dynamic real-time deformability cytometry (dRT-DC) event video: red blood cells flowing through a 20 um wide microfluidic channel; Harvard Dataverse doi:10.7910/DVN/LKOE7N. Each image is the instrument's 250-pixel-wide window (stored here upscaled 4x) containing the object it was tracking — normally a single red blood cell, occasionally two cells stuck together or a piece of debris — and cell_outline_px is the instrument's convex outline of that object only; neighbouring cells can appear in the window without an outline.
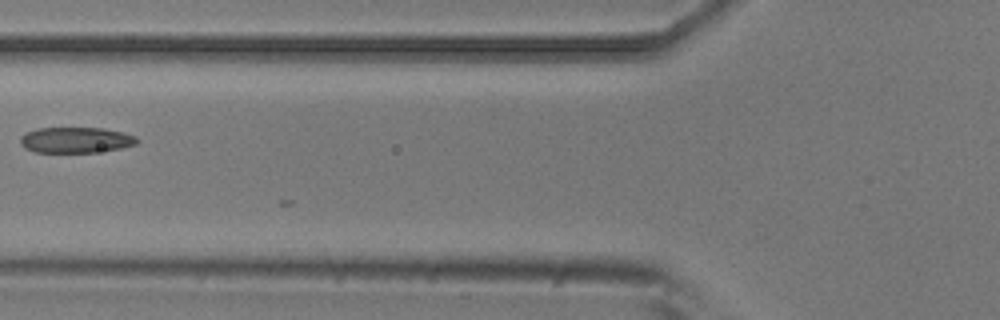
{"species": "common noctule bat (a hibernating species)", "species_latin": "Nyctalus noctula", "temperature_condition": "room temperature", "stored_images_in_passage": 6, "camera_frame_rate_fps": 3000, "um_per_image_px": 0.085, "animal": {"sex": "male", "body_mass_g": 20.5, "forearm_length_mm": 52.5}, "frame": {"image": 1, "passage_image": 6, "time_ms": 1.667, "image_size_px": [1000, 320], "cell_outline_px": [[140, 140], [136, 144], [120, 148], [96, 152], [36, 152], [24, 148], [20, 144], [20, 136], [24, 132], [36, 128], [104, 128], [124, 132], [136, 136]], "centroid_in_image_um": [6.43, 11.89], "position_along_channel_um": 119.4, "area_um2": 17.69}}